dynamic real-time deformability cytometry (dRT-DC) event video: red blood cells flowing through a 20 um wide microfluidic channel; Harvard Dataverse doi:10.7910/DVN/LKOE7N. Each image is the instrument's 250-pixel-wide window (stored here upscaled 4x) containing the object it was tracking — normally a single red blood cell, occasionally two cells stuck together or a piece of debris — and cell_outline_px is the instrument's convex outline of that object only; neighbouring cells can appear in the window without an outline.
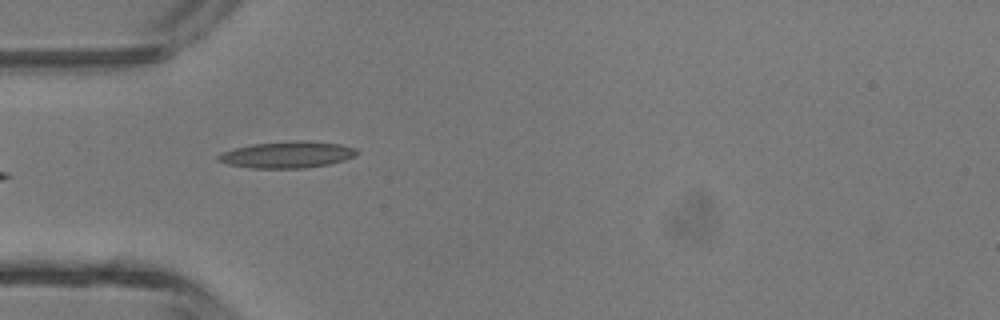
{"species": "common noctule bat (a hibernating species)", "species_latin": "Nyctalus noctula", "temperature_condition": "room temperature", "stored_images_in_passage": 5, "camera_frame_rate_fps": 3000, "um_per_image_px": 0.085, "animal": {"sex": "male", "body_mass_g": 13.3}, "frame": {"image": 1, "passage_image": 4, "time_ms": 3.667, "image_size_px": [1000, 320], "cell_outline_px": [[360, 152], [344, 160], [328, 164], [304, 168], [252, 168], [228, 164], [216, 160], [216, 156], [232, 148], [252, 144], [296, 140], [308, 140], [340, 144], [356, 148]], "centroid_in_image_um": [24.4, 13.14], "position_along_channel_um": 60.6, "area_um2": 21.5}}
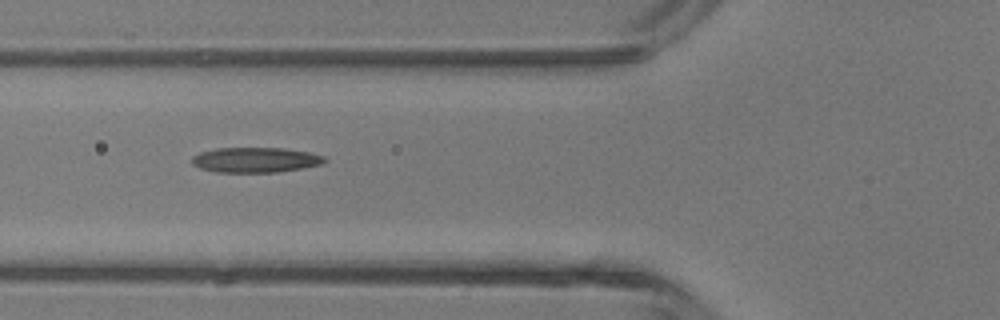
{"frame": {"image": 2, "passage_image": 5, "time_ms": 4.667, "image_size_px": [1000, 320], "cell_outline_px": [[328, 160], [320, 164], [300, 168], [276, 172], [216, 172], [200, 168], [192, 164], [192, 156], [200, 152], [216, 148], [284, 148], [308, 152], [324, 156]], "centroid_in_image_um": [21.68, 13.58], "position_along_channel_um": 104.1, "area_um2": 19.31}}